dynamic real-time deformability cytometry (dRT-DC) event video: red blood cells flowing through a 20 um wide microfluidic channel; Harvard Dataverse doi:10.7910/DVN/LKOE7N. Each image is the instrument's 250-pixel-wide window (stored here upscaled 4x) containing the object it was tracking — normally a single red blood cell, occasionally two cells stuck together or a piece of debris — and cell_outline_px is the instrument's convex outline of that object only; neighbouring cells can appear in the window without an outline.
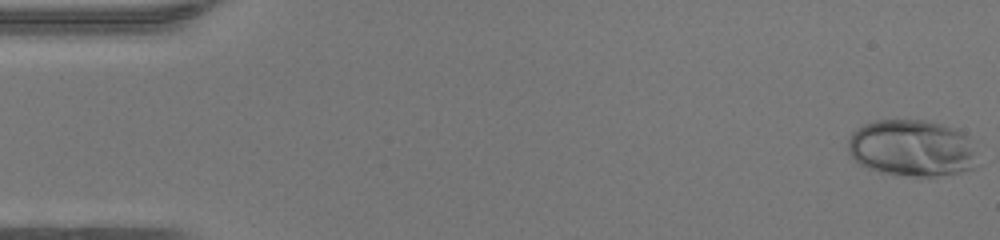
{"species": "human", "species_latin": "Homo sapiens", "temperature_condition": "warm", "stored_images_in_passage": 47, "camera_frame_rate_fps": 3000, "um_per_image_px": 0.085, "donor": {"sex": "female"}, "frame": {"image": 1, "passage_image": 1, "time_ms": 0.0, "image_size_px": [1000, 240], "cell_outline_px": [[976, 152], [972, 168], [960, 172], [936, 176], [908, 176], [880, 172], [868, 168], [860, 164], [848, 152], [848, 140], [852, 132], [856, 128], [864, 124], [876, 120], [928, 120], [944, 124], [956, 128], [964, 132], [968, 136]], "centroid_in_image_um": [77.5, 12.57], "position_along_channel_um": 7.5, "area_um2": 43.0}}
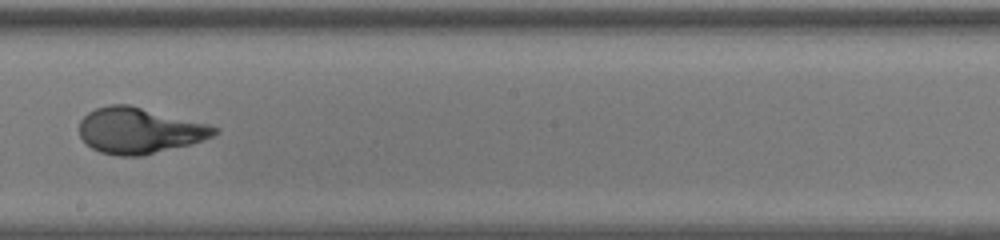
{"frame": {"image": 2, "passage_image": 27, "time_ms": 8.667, "image_size_px": [1000, 240], "cell_outline_px": [[220, 132], [212, 136], [188, 144], [140, 156], [116, 156], [100, 152], [92, 148], [80, 136], [80, 120], [88, 112], [96, 108], [108, 104], [128, 104], [208, 124], [220, 128]], "centroid_in_image_um": [11.82, 11.09], "position_along_channel_um": 236.4, "area_um2": 35.78}}
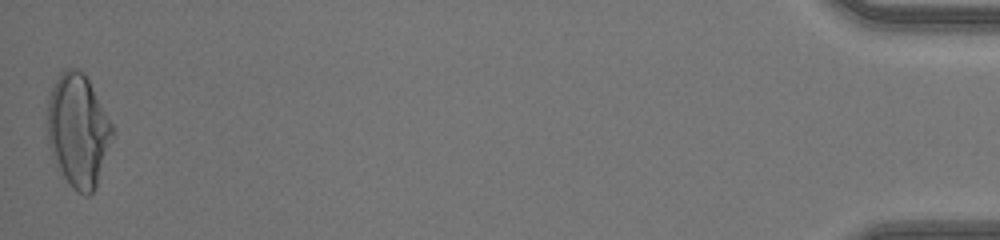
{"frame": {"image": 3, "passage_image": 47, "time_ms": 15.333, "image_size_px": [1000, 240], "cell_outline_px": [[116, 132], [96, 188], [88, 196], [84, 196], [76, 192], [72, 188], [56, 168], [48, 144], [48, 100], [52, 88], [60, 72], [68, 68], [76, 68], [84, 72], [116, 128]], "centroid_in_image_um": [6.68, 11.13], "position_along_channel_um": 428.5, "area_um2": 43.7}, "authors_computed_cell_mechanics": {"area_um2": 36.3562, "velocity_mm_per_s": 4.401, "shape_relaxation_time_tau1_ms": 5.0643, "shape_relaxation_time_tau2_ms": null, "deformation_change_tau1": 0.2851, "deformation_change_tau2": null}}